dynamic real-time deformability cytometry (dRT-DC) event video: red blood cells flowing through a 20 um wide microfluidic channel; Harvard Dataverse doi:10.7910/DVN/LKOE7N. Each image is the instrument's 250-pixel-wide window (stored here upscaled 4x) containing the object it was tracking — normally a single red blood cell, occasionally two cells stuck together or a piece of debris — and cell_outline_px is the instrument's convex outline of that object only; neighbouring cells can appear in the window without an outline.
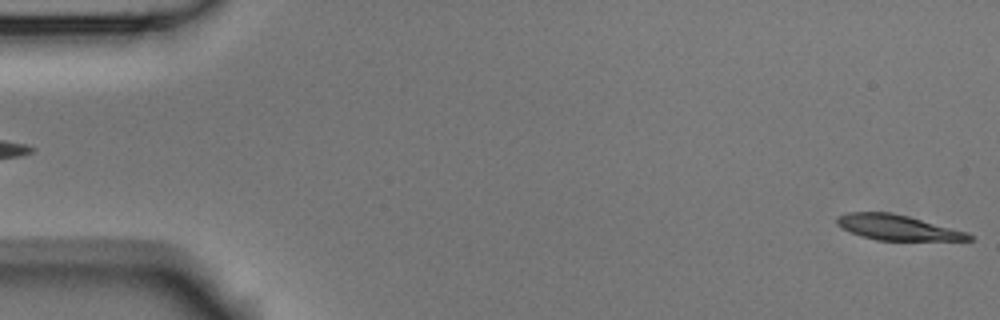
{"species": "Egyptian fruit bat (a non-hibernating species)", "species_latin": "Rousettus aegyptiacus", "temperature_condition": "room temperature", "stored_images_in_passage": 4, "segment_of_instrument_passage": [2, 2], "camera_frame_rate_fps": 3000, "um_per_image_px": 0.085, "animal": {"sex": "male"}, "frame": {"image": 1, "passage_image": 4, "time_ms": 1.0, "image_size_px": [1000, 320], "cell_outline_px": [[972, 240], [876, 240], [860, 236], [836, 224], [836, 216], [848, 212], [892, 212], [908, 216], [968, 232], [972, 236]], "centroid_in_image_um": [76.26, 19.33], "position_along_channel_um": 8.7, "area_um2": 19.31}}